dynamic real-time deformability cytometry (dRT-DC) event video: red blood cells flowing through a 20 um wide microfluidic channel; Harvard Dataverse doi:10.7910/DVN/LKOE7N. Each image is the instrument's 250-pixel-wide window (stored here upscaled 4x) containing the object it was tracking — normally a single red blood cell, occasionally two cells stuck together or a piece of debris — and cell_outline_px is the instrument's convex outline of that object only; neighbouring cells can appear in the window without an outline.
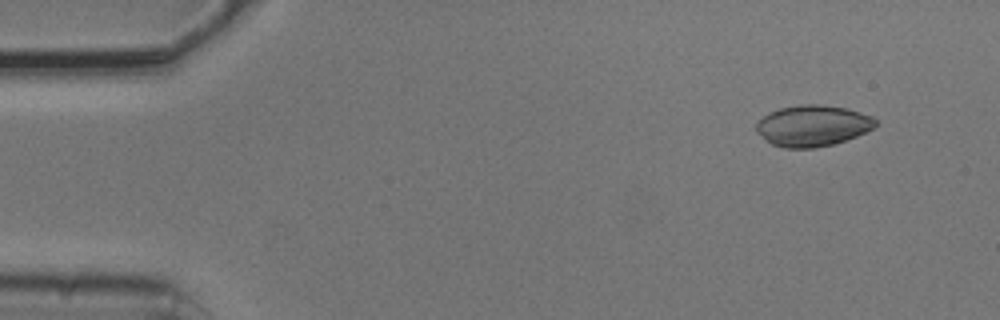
{"species": "common noctule bat (a hibernating species)", "species_latin": "Nyctalus noctula", "temperature_condition": "cold", "stored_images_in_passage": 5, "camera_frame_rate_fps": 3000, "um_per_image_px": 0.085, "animal": {"sex": "male", "body_mass_g": 20.5, "forearm_length_mm": 52.5}, "frame": {"image": 1, "passage_image": 2, "time_ms": 0.333, "image_size_px": [1000, 320], "cell_outline_px": [[876, 124], [872, 128], [856, 136], [832, 144], [812, 148], [784, 148], [772, 144], [764, 140], [756, 132], [756, 124], [768, 112], [780, 108], [800, 104], [820, 104], [844, 108], [860, 112], [872, 116], [876, 120]], "centroid_in_image_um": [69.03, 10.68], "position_along_channel_um": 16.0, "area_um2": 28.44}}
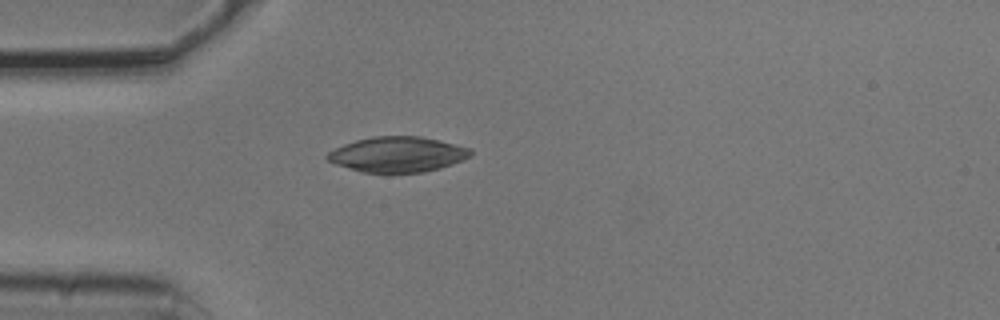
{"frame": {"image": 2, "passage_image": 5, "time_ms": 1.333, "image_size_px": [1000, 320], "cell_outline_px": [[472, 156], [452, 164], [440, 168], [424, 172], [360, 172], [336, 164], [328, 160], [324, 156], [328, 152], [344, 144], [356, 140], [372, 136], [420, 136], [472, 148]], "centroid_in_image_um": [33.8, 13.12], "position_along_channel_um": 51.2, "area_um2": 29.42}}